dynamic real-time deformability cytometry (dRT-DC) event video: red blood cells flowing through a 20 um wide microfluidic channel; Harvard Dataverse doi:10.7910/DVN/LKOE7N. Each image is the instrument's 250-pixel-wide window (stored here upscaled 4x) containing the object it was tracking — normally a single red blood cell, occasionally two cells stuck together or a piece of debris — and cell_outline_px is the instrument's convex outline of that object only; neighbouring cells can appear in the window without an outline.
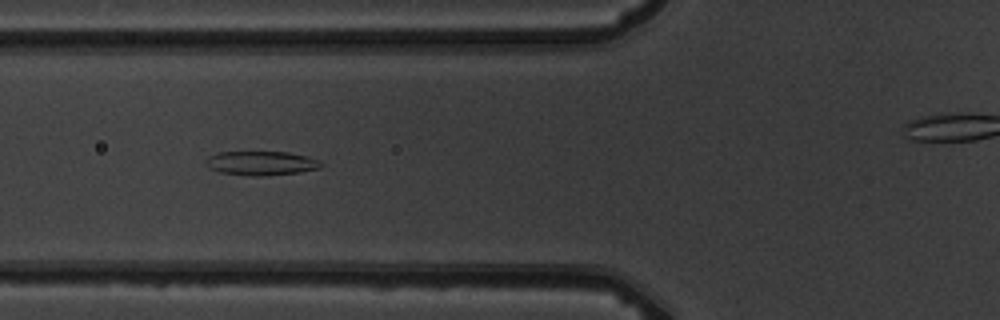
{"species": "common noctule bat (a hibernating species)", "species_latin": "Nyctalus noctula", "temperature_condition": "warm", "stored_images_in_passage": 7, "camera_frame_rate_fps": 3000, "um_per_image_px": 0.085, "animal": {"sex": "male", "body_mass_g": 19.5, "forearm_length_mm": 54.6}, "frame": {"image": 1, "passage_image": 6, "time_ms": 6.333, "image_size_px": [1000, 320], "cell_outline_px": [[324, 164], [320, 168], [300, 172], [264, 176], [252, 176], [220, 172], [204, 164], [204, 160], [208, 156], [216, 152], [288, 152], [308, 156], [320, 160]], "centroid_in_image_um": [22.22, 13.86], "position_along_channel_um": 103.6, "area_um2": 16.36}}